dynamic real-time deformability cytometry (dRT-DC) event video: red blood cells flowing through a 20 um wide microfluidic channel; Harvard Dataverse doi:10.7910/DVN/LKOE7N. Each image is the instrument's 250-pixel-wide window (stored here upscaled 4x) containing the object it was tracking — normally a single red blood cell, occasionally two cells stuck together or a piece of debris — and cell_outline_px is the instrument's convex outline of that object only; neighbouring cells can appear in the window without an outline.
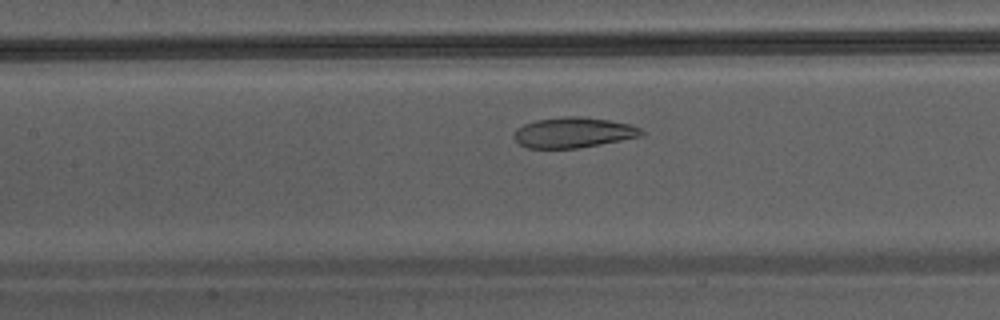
{"species": "Egyptian fruit bat (a non-hibernating species)", "species_latin": "Rousettus aegyptiacus", "temperature_condition": "warm", "stored_images_in_passage": 28, "camera_frame_rate_fps": 3000, "um_per_image_px": 0.085, "animal": {"sex": "male"}, "frame": {"image": 1, "passage_image": 12, "time_ms": 3.667, "image_size_px": [1000, 320], "cell_outline_px": [[644, 132], [640, 136], [600, 144], [576, 148], [528, 148], [520, 144], [512, 136], [516, 128], [524, 124], [536, 120], [564, 116], [576, 116], [608, 120], [628, 124], [640, 128]], "centroid_in_image_um": [48.68, 11.26], "position_along_channel_um": 158.7, "area_um2": 22.31}}
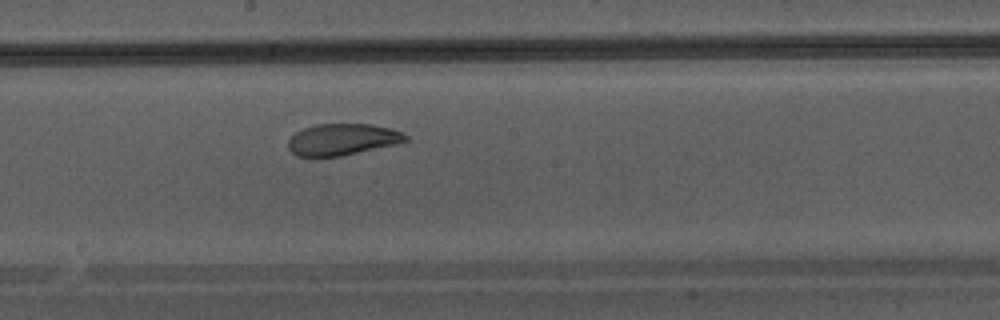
{"frame": {"image": 2, "passage_image": 16, "time_ms": 5.0, "image_size_px": [1000, 320], "cell_outline_px": [[408, 140], [396, 144], [340, 156], [296, 156], [288, 148], [288, 140], [296, 132], [304, 128], [316, 124], [372, 124], [392, 128], [404, 132], [408, 136]], "centroid_in_image_um": [29.13, 11.84], "position_along_channel_um": 219.1, "area_um2": 21.56}}
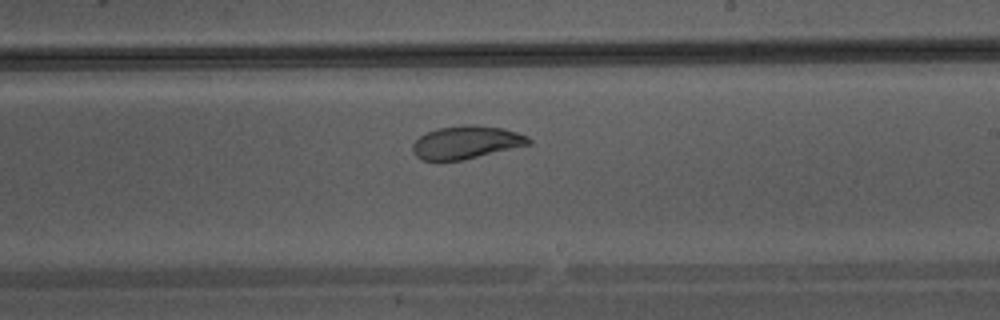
{"frame": {"image": 3, "passage_image": 18, "time_ms": 5.667, "image_size_px": [1000, 320], "cell_outline_px": [[532, 144], [460, 160], [420, 160], [412, 152], [412, 144], [420, 136], [436, 128], [460, 124], [476, 124], [504, 128], [528, 136], [532, 140]], "centroid_in_image_um": [39.63, 12.08], "position_along_channel_um": 249.4, "area_um2": 22.43}}